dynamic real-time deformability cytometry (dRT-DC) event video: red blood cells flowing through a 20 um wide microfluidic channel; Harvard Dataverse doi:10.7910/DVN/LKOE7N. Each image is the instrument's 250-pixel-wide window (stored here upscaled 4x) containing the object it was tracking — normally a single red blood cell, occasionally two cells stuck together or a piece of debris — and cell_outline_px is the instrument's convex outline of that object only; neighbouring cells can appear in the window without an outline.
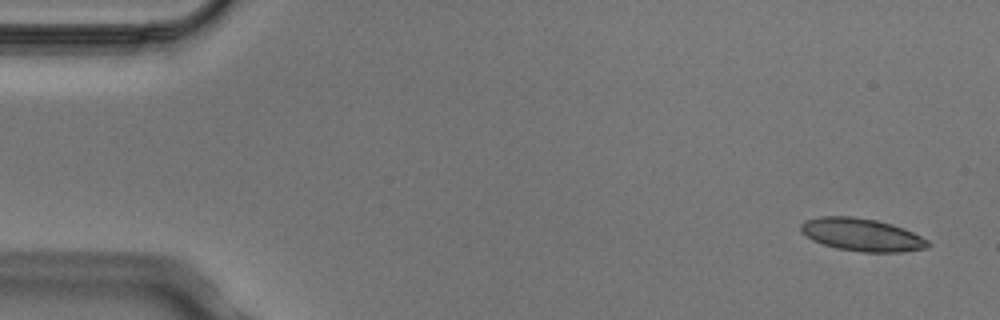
{"species": "Egyptian fruit bat (a non-hibernating species)", "species_latin": "Rousettus aegyptiacus", "temperature_condition": "cold", "stored_images_in_passage": 4, "segment_of_instrument_passage": [2, 2], "camera_frame_rate_fps": 3000, "um_per_image_px": 0.085, "animal": {"sex": "male"}, "frame": {"image": 1, "passage_image": 4, "time_ms": 1.0, "image_size_px": [1000, 320], "cell_outline_px": [[932, 244], [928, 248], [900, 252], [864, 252], [836, 248], [812, 240], [800, 232], [800, 224], [804, 220], [820, 216], [852, 216], [876, 220], [892, 224], [912, 232], [928, 240]], "centroid_in_image_um": [73.24, 19.95], "position_along_channel_um": 11.8, "area_um2": 24.33}}